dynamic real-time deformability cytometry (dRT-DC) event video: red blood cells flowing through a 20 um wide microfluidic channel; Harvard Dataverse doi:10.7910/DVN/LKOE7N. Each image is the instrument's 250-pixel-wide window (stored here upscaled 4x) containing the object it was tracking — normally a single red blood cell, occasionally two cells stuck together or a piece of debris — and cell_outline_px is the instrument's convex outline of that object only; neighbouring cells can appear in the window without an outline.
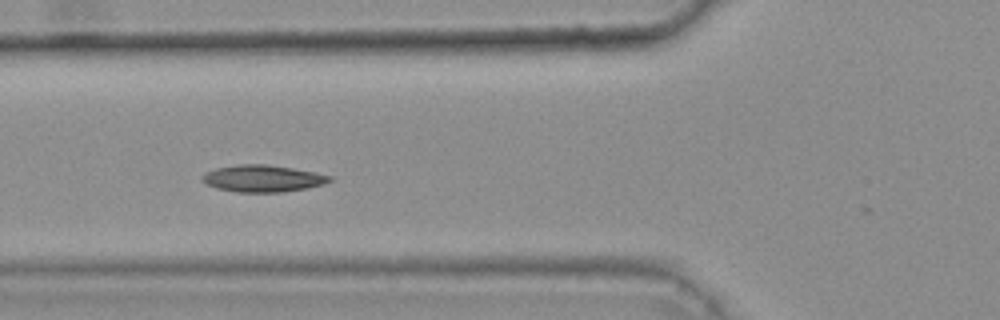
{"species": "common noctule bat (a hibernating species)", "species_latin": "Nyctalus noctula", "temperature_condition": "warm", "stored_images_in_passage": 45, "camera_frame_rate_fps": 3000, "um_per_image_px": 0.085, "animal": {"sex": "female", "body_mass_g": 25.1}, "frame": {"image": 1, "passage_image": 19, "time_ms": 6.0, "image_size_px": [1000, 320], "cell_outline_px": [[332, 180], [324, 184], [308, 188], [284, 192], [236, 192], [216, 188], [204, 184], [200, 180], [200, 176], [204, 172], [216, 168], [240, 164], [268, 164], [316, 172], [332, 176]], "centroid_in_image_um": [22.3, 15.17], "position_along_channel_um": 103.5, "area_um2": 20.29}, "authors_computed_cell_mechanics": {"area_um2": 19.4208, "velocity_mm_per_s": 3.7771, "shape_relaxation_time_tau1_ms": 4.9177, "shape_relaxation_time_tau2_ms": 6.289, "deformation_change_tau1": 0.1125, "deformation_change_tau2": 0.0973}}